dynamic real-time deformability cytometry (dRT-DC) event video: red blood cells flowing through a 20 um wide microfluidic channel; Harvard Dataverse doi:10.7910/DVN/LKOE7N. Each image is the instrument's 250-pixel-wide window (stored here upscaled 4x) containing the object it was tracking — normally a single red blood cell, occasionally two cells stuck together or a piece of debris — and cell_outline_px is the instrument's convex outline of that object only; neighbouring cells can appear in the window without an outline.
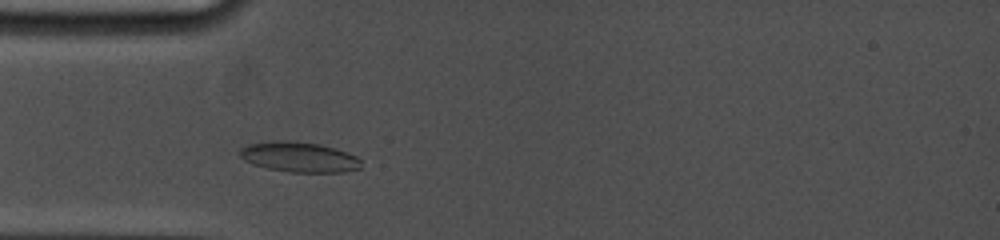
{"species": "common noctule bat (a hibernating species)", "species_latin": "Nyctalus noctula", "temperature_condition": "cold", "stored_images_in_passage": 12, "camera_frame_rate_fps": 5000, "um_per_image_px": 0.085, "animal": {"sex": "female", "body_mass_g": 19.0, "forearm_length_mm": 53.3}, "frame": {"image": 1, "passage_image": 2, "time_ms": 1.2, "image_size_px": [1000, 240], "cell_outline_px": [[360, 168], [344, 172], [288, 172], [268, 168], [252, 164], [244, 160], [240, 156], [240, 148], [248, 144], [272, 140], [284, 140], [320, 144], [356, 156], [360, 160]], "centroid_in_image_um": [25.38, 13.35], "position_along_channel_um": 59.6, "area_um2": 21.21}}
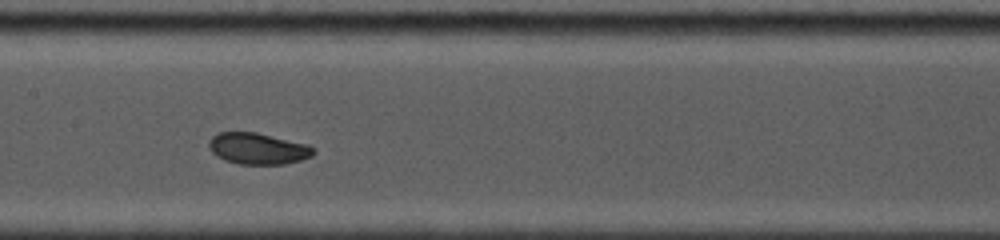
{"frame": {"image": 2, "passage_image": 5, "time_ms": 4.6, "image_size_px": [1000, 240], "cell_outline_px": [[316, 152], [312, 156], [300, 160], [284, 164], [240, 164], [224, 160], [216, 156], [212, 152], [208, 144], [208, 140], [216, 132], [256, 132], [308, 144], [316, 148]], "centroid_in_image_um": [21.92, 12.62], "position_along_channel_um": 185.5, "area_um2": 19.31}}
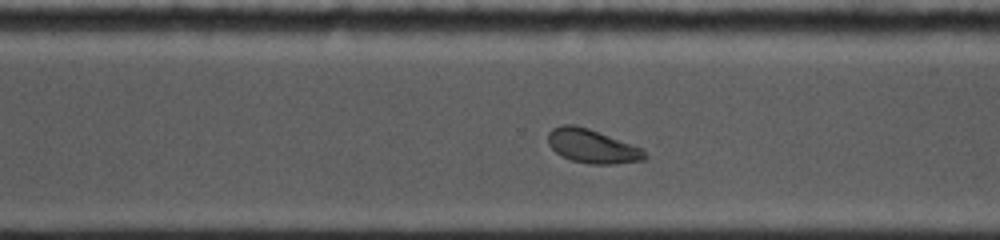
{"frame": {"image": 3, "passage_image": 11, "time_ms": 8.2, "image_size_px": [1000, 240], "cell_outline_px": [[644, 160], [616, 164], [592, 164], [572, 160], [560, 156], [548, 144], [548, 132], [552, 128], [560, 124], [576, 124], [588, 128], [644, 148]], "centroid_in_image_um": [50.31, 12.41], "position_along_channel_um": 320.3, "area_um2": 19.19}}